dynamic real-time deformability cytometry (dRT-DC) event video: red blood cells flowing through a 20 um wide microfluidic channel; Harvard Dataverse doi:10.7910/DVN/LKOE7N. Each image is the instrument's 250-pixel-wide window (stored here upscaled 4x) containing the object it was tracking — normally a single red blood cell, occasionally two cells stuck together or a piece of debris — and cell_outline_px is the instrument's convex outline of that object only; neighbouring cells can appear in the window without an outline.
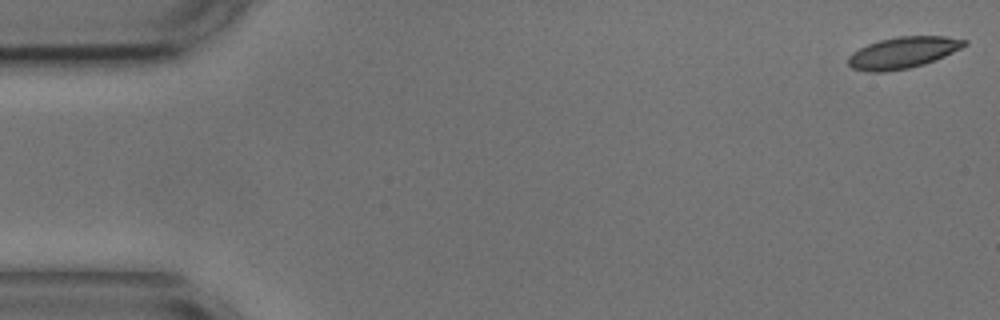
{"species": "common noctule bat (a hibernating species)", "species_latin": "Nyctalus noctula", "temperature_condition": "cold", "stored_images_in_passage": 7, "camera_frame_rate_fps": 3000, "um_per_image_px": 0.085, "animal": {"sex": "male", "body_mass_g": 17.9, "forearm_length_mm": 54.2}, "frame": {"image": 1, "passage_image": 1, "time_ms": 0.0, "image_size_px": [1000, 320], "cell_outline_px": [[968, 44], [936, 60], [924, 64], [908, 68], [884, 72], [868, 72], [852, 68], [848, 64], [848, 56], [852, 52], [868, 44], [880, 40], [896, 36], [944, 36], [968, 40]], "centroid_in_image_um": [76.74, 4.47], "position_along_channel_um": 8.3, "area_um2": 21.27}}